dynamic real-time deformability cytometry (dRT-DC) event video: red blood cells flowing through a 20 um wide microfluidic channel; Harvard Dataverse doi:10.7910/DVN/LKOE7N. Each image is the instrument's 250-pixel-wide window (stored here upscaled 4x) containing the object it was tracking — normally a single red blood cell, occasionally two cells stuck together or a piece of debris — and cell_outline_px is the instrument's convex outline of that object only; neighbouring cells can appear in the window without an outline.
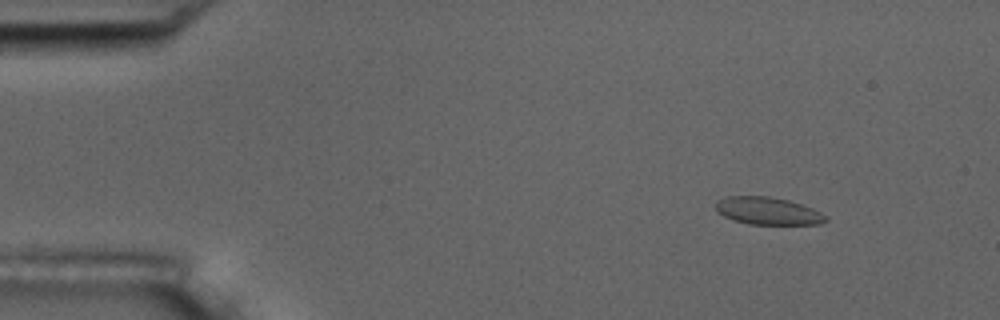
{"species": "common noctule bat (a hibernating species)", "species_latin": "Nyctalus noctula", "temperature_condition": "room temperature", "stored_images_in_passage": 4, "camera_frame_rate_fps": 3000, "um_per_image_px": 0.085, "animal": {"sex": "male", "body_mass_g": 17.5, "forearm_length_mm": 52.3}, "frame": {"image": 1, "passage_image": 1, "time_ms": 0.0, "image_size_px": [1000, 320], "cell_outline_px": [[828, 220], [820, 224], [748, 224], [724, 216], [716, 212], [716, 200], [728, 196], [768, 196], [788, 200], [812, 208], [828, 216]], "centroid_in_image_um": [65.26, 17.93], "position_along_channel_um": 19.7, "area_um2": 17.57}}
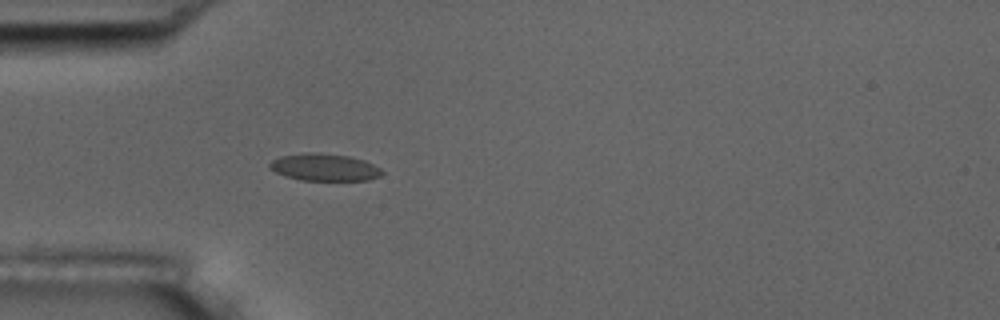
{"frame": {"image": 2, "passage_image": 4, "time_ms": 3.333, "image_size_px": [1000, 320], "cell_outline_px": [[384, 172], [380, 176], [368, 180], [300, 180], [284, 176], [268, 168], [268, 164], [272, 160], [280, 156], [308, 152], [320, 152], [348, 156], [364, 160], [380, 168]], "centroid_in_image_um": [27.55, 14.21], "position_along_channel_um": 57.5, "area_um2": 17.92}}